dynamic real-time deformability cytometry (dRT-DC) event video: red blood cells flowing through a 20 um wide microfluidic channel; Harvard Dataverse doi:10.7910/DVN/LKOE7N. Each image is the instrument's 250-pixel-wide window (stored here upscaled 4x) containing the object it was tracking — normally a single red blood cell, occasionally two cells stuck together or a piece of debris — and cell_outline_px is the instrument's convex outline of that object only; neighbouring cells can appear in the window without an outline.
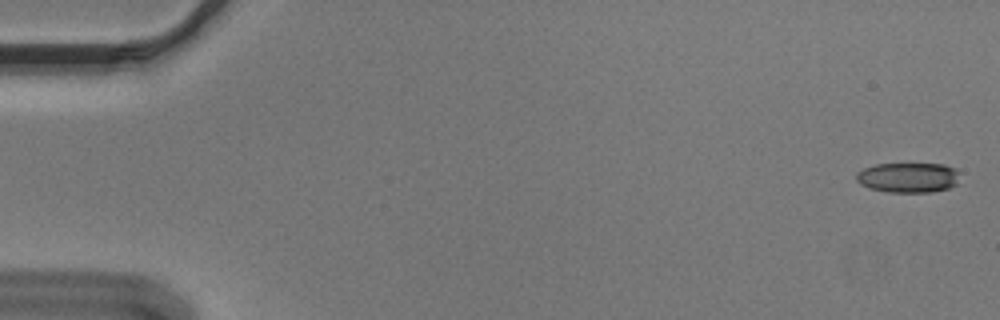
{"species": "Egyptian fruit bat (a non-hibernating species)", "species_latin": "Rousettus aegyptiacus", "temperature_condition": "cold", "stored_images_in_passage": 56, "camera_frame_rate_fps": 3000, "um_per_image_px": 0.085, "animal": {"sex": "male"}, "frame": {"image": 1, "passage_image": 2, "time_ms": 0.333, "image_size_px": [1000, 320], "cell_outline_px": [[960, 172], [956, 184], [948, 188], [932, 192], [888, 192], [868, 188], [860, 184], [856, 180], [856, 172], [864, 168], [876, 164], [944, 164], [956, 168]], "centroid_in_image_um": [77.19, 15.09], "position_along_channel_um": 7.8, "area_um2": 18.26}}
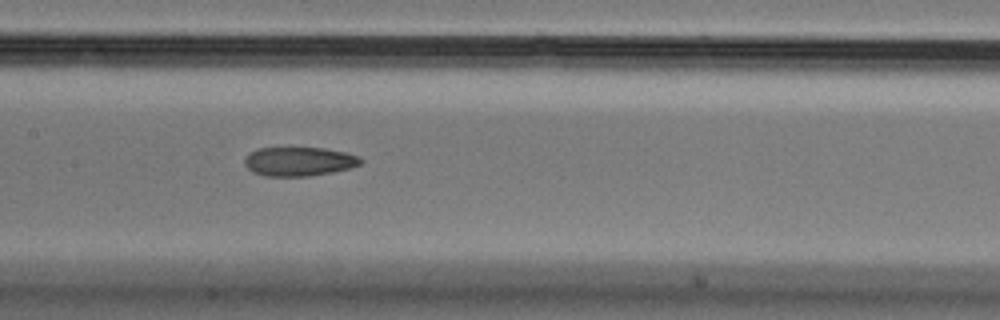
{"frame": {"image": 2, "passage_image": 28, "time_ms": 9.0, "image_size_px": [1000, 320], "cell_outline_px": [[364, 160], [360, 164], [352, 168], [332, 172], [308, 176], [264, 176], [252, 172], [244, 164], [244, 156], [248, 152], [260, 148], [324, 148], [344, 152], [360, 156]], "centroid_in_image_um": [25.41, 13.72], "position_along_channel_um": 182.0, "area_um2": 19.83}}
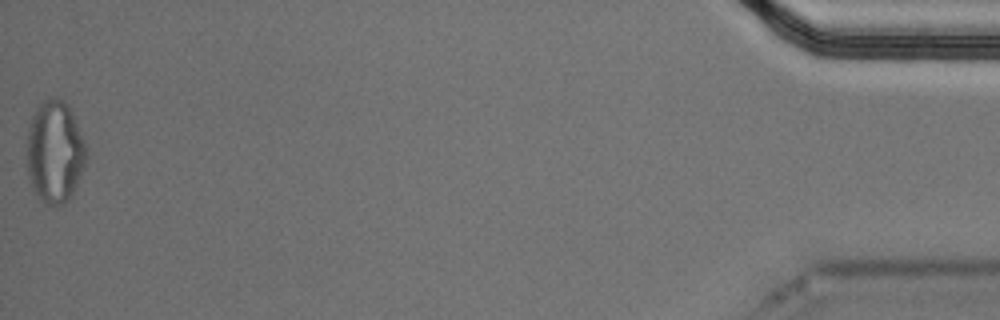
{"frame": {"image": 3, "passage_image": 56, "time_ms": 18.333, "image_size_px": [1000, 320], "cell_outline_px": [[88, 156], [84, 168], [72, 196], [64, 204], [44, 204], [40, 200], [32, 188], [28, 176], [28, 132], [32, 116], [36, 108], [44, 100], [60, 96], [68, 104], [88, 148]], "centroid_in_image_um": [4.69, 12.91], "position_along_channel_um": 430.5, "area_um2": 35.66}, "authors_computed_cell_mechanics": {"area_um2": 20.7791, "velocity_mm_per_s": 3.6584, "shape_relaxation_time_tau1_ms": null, "shape_relaxation_time_tau2_ms": 3.6726, "deformation_change_tau1": null, "deformation_change_tau2": 0.1132}}